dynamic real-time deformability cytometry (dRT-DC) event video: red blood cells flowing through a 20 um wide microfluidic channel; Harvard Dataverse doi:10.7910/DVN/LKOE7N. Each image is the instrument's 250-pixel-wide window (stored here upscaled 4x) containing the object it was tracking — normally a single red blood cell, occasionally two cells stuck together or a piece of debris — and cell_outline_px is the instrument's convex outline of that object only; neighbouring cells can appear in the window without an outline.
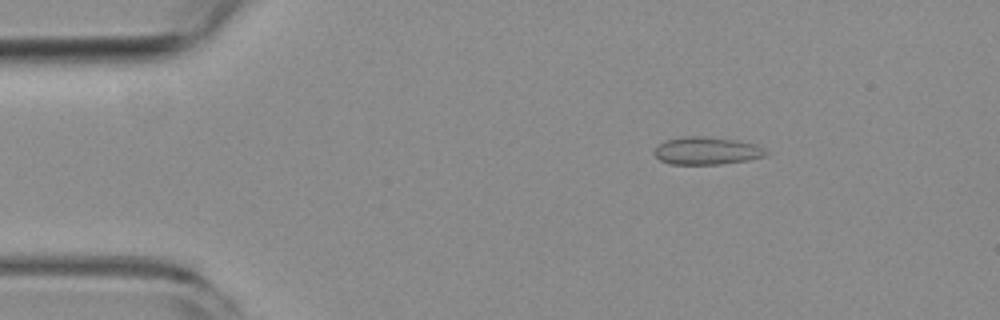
{"species": "common noctule bat (a hibernating species)", "species_latin": "Nyctalus noctula", "temperature_condition": "room temperature", "stored_images_in_passage": 5, "camera_frame_rate_fps": 3000, "um_per_image_px": 0.085, "animal": {"sex": "female", "body_mass_g": 19.3, "forearm_length_mm": 54.1}, "frame": {"image": 1, "passage_image": 3, "time_ms": 2.667, "image_size_px": [1000, 320], "cell_outline_px": [[768, 152], [764, 156], [748, 160], [720, 164], [668, 164], [660, 160], [652, 152], [660, 144], [668, 140], [684, 136], [704, 136], [732, 140], [756, 144], [764, 148]], "centroid_in_image_um": [60.06, 12.82], "position_along_channel_um": 24.9, "area_um2": 17.8}}